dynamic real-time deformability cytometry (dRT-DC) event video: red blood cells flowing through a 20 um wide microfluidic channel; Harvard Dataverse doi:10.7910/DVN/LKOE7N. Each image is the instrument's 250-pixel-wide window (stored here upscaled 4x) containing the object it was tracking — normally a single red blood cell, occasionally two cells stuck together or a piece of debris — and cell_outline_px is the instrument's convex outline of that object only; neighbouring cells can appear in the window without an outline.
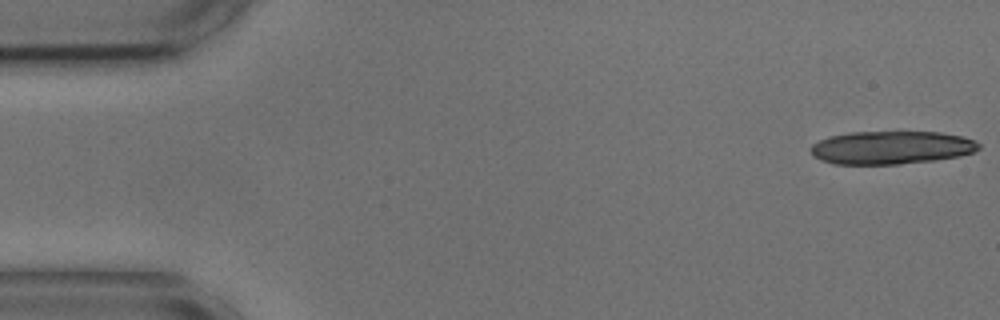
{"species": "common noctule bat (a hibernating species)", "species_latin": "Nyctalus noctula", "temperature_condition": "cold", "stored_images_in_passage": 16, "camera_frame_rate_fps": 3000, "um_per_image_px": 0.085, "animal": {"sex": "male", "body_mass_g": 17.9, "forearm_length_mm": 54.2}, "frame": {"image": 1, "passage_image": 1, "time_ms": 0.0, "image_size_px": [1000, 320], "cell_outline_px": [[980, 148], [972, 152], [960, 156], [932, 160], [900, 164], [832, 164], [820, 160], [812, 156], [812, 144], [820, 140], [832, 136], [848, 132], [940, 132], [960, 136], [976, 140], [980, 144]], "centroid_in_image_um": [75.76, 12.54], "position_along_channel_um": 9.2, "area_um2": 32.37}}